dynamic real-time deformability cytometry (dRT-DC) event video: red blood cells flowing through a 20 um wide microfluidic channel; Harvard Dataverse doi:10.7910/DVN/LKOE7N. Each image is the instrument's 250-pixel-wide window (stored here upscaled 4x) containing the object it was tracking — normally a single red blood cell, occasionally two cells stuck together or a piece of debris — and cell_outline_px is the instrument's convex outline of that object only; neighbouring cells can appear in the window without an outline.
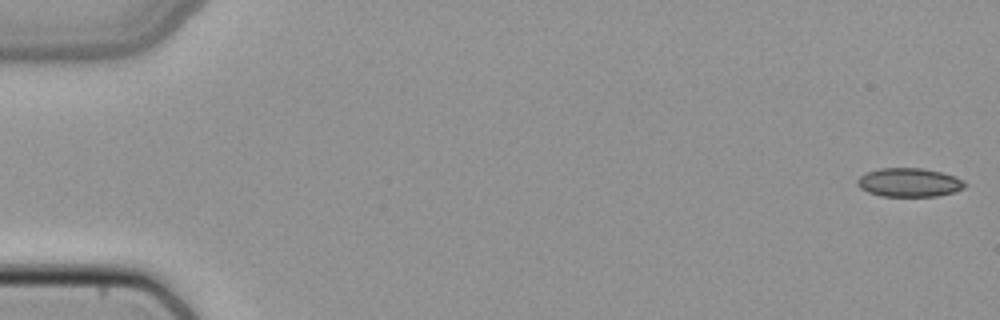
{"species": "common noctule bat (a hibernating species)", "species_latin": "Nyctalus noctula", "temperature_condition": "cold", "stored_images_in_passage": 50, "camera_frame_rate_fps": 3000, "um_per_image_px": 0.085, "animal": {"sex": "female", "body_mass_g": 22.7, "forearm_length_mm": 54.2}, "frame": {"image": 1, "passage_image": 1, "time_ms": 0.0, "image_size_px": [1000, 320], "cell_outline_px": [[964, 188], [956, 192], [936, 196], [880, 196], [868, 192], [860, 188], [856, 184], [856, 180], [860, 176], [868, 172], [880, 168], [924, 168], [956, 176], [964, 180]], "centroid_in_image_um": [77.28, 15.51], "position_along_channel_um": 7.7, "area_um2": 18.09}}
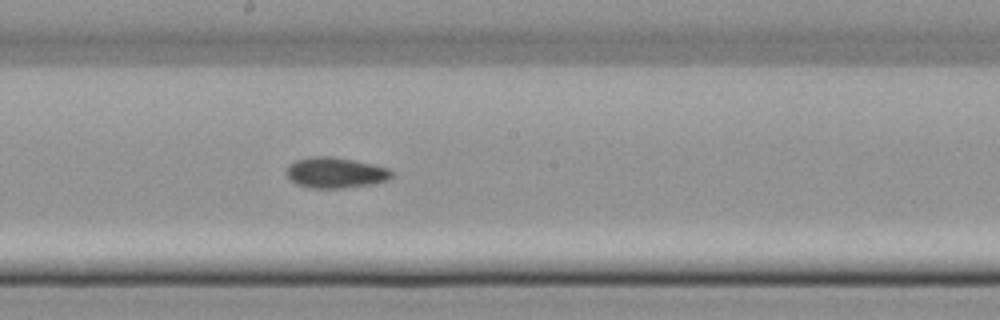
{"frame": {"image": 2, "passage_image": 28, "time_ms": 9.0, "image_size_px": [1000, 320], "cell_outline_px": [[392, 176], [388, 180], [372, 184], [344, 188], [312, 188], [300, 184], [292, 180], [288, 176], [288, 164], [296, 160], [308, 156], [332, 156], [356, 160], [388, 168], [392, 172]], "centroid_in_image_um": [28.54, 14.66], "position_along_channel_um": 219.7, "area_um2": 18.73}}
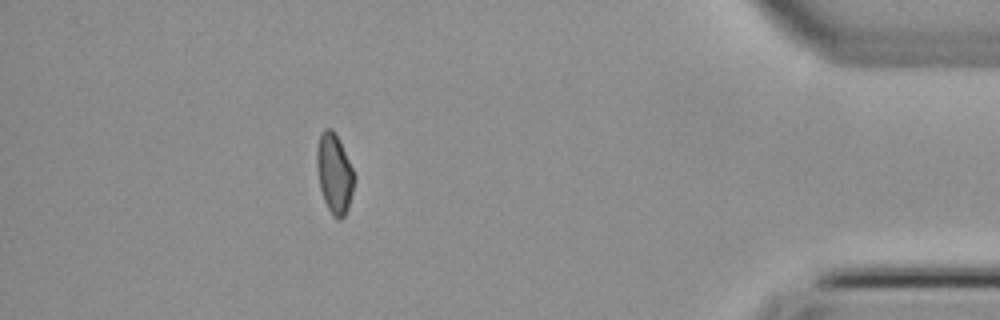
{"frame": {"image": 3, "passage_image": 45, "time_ms": 14.667, "image_size_px": [1000, 320], "cell_outline_px": [[356, 180], [348, 208], [344, 216], [340, 220], [336, 220], [332, 216], [324, 200], [320, 188], [316, 168], [316, 148], [320, 132], [324, 128], [332, 128], [336, 132], [356, 176]], "centroid_in_image_um": [28.42, 14.73], "position_along_channel_um": 406.8, "area_um2": 17.86}}